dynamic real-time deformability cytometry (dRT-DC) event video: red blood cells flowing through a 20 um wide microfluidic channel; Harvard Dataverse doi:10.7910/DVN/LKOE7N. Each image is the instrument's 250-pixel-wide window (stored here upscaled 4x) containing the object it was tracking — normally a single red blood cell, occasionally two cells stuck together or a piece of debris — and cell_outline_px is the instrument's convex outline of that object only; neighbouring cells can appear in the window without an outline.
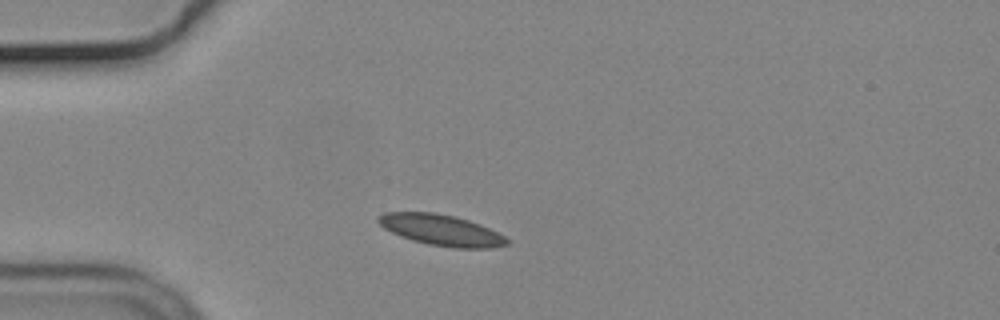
{"species": "common noctule bat (a hibernating species)", "species_latin": "Nyctalus noctula", "temperature_condition": "cold", "stored_images_in_passage": 6, "camera_frame_rate_fps": 3000, "um_per_image_px": 0.085, "animal": {"sex": "male", "body_mass_g": 19.2, "forearm_length_mm": 51.8}, "frame": {"image": 1, "passage_image": 1, "time_ms": 0.0, "image_size_px": [1000, 320], "cell_outline_px": [[512, 240], [508, 244], [492, 248], [452, 248], [428, 244], [412, 240], [400, 236], [384, 228], [376, 220], [384, 212], [432, 212], [456, 216], [480, 224]], "centroid_in_image_um": [37.53, 19.56], "position_along_channel_um": 47.5, "area_um2": 23.24}}